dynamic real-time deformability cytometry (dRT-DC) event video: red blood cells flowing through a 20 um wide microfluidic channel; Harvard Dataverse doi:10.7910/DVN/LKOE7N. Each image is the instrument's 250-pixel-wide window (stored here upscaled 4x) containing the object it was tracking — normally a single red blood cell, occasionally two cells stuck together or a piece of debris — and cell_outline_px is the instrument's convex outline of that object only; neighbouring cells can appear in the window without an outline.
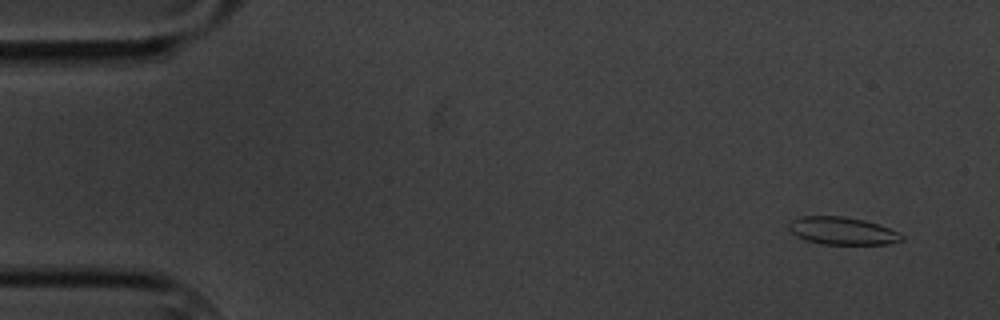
{"species": "common noctule bat (a hibernating species)", "species_latin": "Nyctalus noctula", "temperature_condition": "cold", "stored_images_in_passage": 5, "camera_frame_rate_fps": 3000, "um_per_image_px": 0.085, "animal": {"sex": "male", "body_mass_g": 20.1, "forearm_length_mm": 53.5}, "frame": {"image": 1, "passage_image": 1, "time_ms": 0.0, "image_size_px": [1000, 320], "cell_outline_px": [[904, 240], [888, 244], [824, 244], [804, 240], [796, 236], [788, 228], [788, 224], [792, 220], [800, 216], [844, 216], [864, 220], [888, 228], [904, 236]], "centroid_in_image_um": [71.56, 19.62], "position_along_channel_um": 13.4, "area_um2": 18.09}}